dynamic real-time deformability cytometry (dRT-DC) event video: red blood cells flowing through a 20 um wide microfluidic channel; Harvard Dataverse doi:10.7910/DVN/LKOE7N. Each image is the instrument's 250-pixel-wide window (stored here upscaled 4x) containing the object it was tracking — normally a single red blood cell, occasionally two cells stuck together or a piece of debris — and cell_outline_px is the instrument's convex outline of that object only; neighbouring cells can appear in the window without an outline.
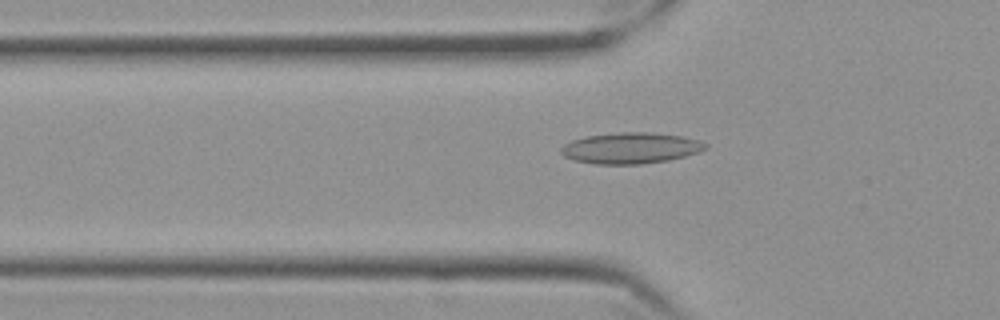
{"species": "Egyptian fruit bat (a non-hibernating species)", "species_latin": "Rousettus aegyptiacus", "temperature_condition": "cold", "stored_images_in_passage": 58, "camera_frame_rate_fps": 3000, "um_per_image_px": 0.085, "frame": {"image": 1, "passage_image": 20, "time_ms": 6.333, "image_size_px": [1000, 320], "cell_outline_px": [[708, 148], [684, 156], [668, 160], [640, 164], [596, 164], [572, 160], [564, 156], [560, 152], [560, 148], [564, 144], [572, 140], [588, 136], [620, 132], [652, 132], [684, 136], [700, 140], [708, 144]], "centroid_in_image_um": [53.61, 12.58], "position_along_channel_um": 72.2, "area_um2": 26.18}}
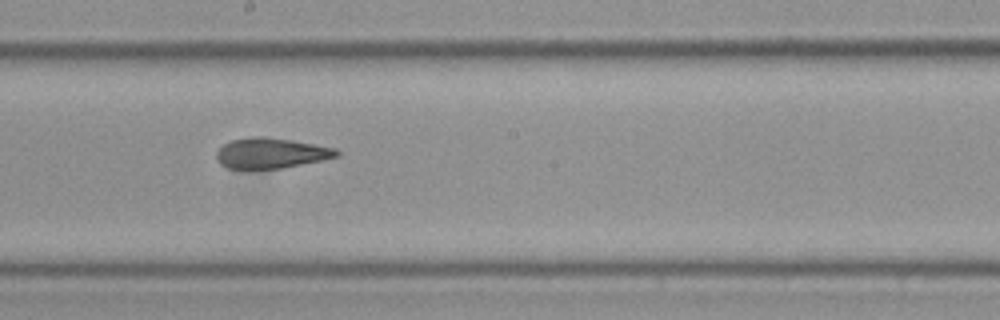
{"frame": {"image": 2, "passage_image": 33, "time_ms": 10.667, "image_size_px": [1000, 320], "cell_outline_px": [[340, 156], [284, 168], [228, 168], [220, 164], [216, 160], [216, 152], [224, 144], [232, 140], [248, 136], [264, 136], [292, 140], [336, 148], [340, 152]], "centroid_in_image_um": [23.04, 13.0], "position_along_channel_um": 225.2, "area_um2": 21.33}}
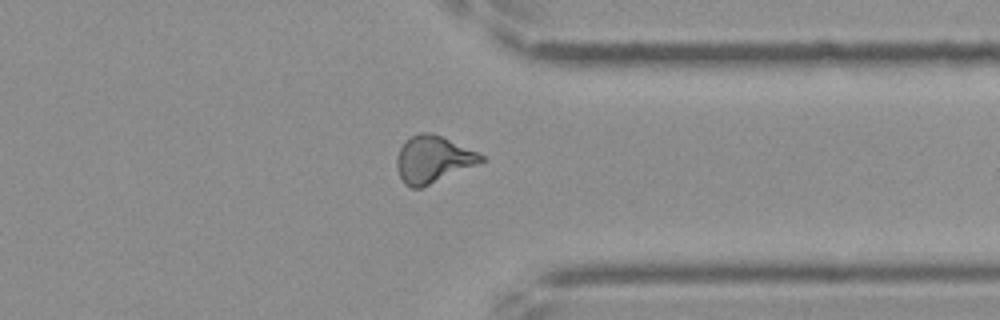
{"frame": {"image": 3, "passage_image": 46, "time_ms": 15.0, "image_size_px": [1000, 320], "cell_outline_px": [[488, 160], [420, 188], [412, 188], [404, 184], [396, 168], [396, 156], [404, 140], [420, 132], [432, 132], [444, 136], [484, 156]], "centroid_in_image_um": [36.79, 13.52], "position_along_channel_um": 374.6, "area_um2": 23.18}, "authors_computed_cell_mechanics": {"area_um2": 22.9466, "velocity_mm_per_s": 3.5031, "shape_relaxation_time_tau1_ms": 7.9197, "shape_relaxation_time_tau2_ms": 2.3178, "deformation_change_tau1": 0.1647, "deformation_change_tau2": 0.0907}}